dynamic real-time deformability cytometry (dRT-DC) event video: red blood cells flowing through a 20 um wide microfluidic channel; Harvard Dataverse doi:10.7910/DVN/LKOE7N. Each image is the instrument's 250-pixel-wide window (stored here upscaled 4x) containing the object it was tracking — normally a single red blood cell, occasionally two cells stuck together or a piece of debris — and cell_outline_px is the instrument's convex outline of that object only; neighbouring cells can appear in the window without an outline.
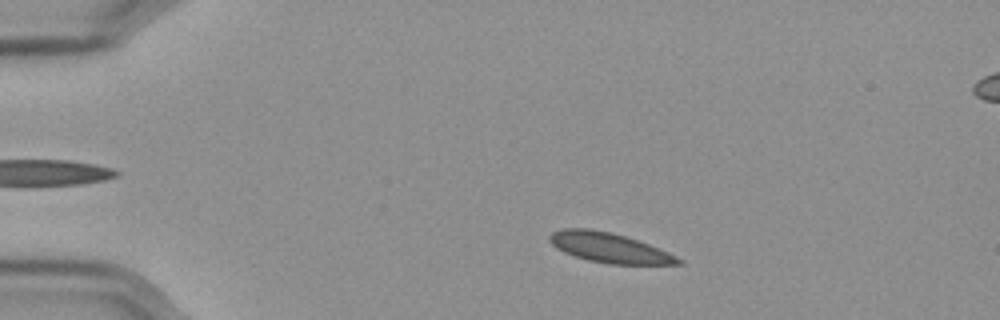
{"species": "Egyptian fruit bat (a non-hibernating species)", "species_latin": "Rousettus aegyptiacus", "temperature_condition": "cold", "stored_images_in_passage": 53, "camera_frame_rate_fps": 3000, "um_per_image_px": 0.085, "frame": {"image": 1, "passage_image": 7, "time_ms": 2.0, "image_size_px": [1000, 320], "cell_outline_px": [[684, 264], [608, 264], [588, 260], [564, 252], [556, 248], [548, 240], [548, 236], [552, 232], [564, 228], [588, 228], [608, 232], [624, 236], [648, 244], [668, 252], [684, 260]], "centroid_in_image_um": [51.77, 21.06], "position_along_channel_um": 33.2, "area_um2": 22.2}}
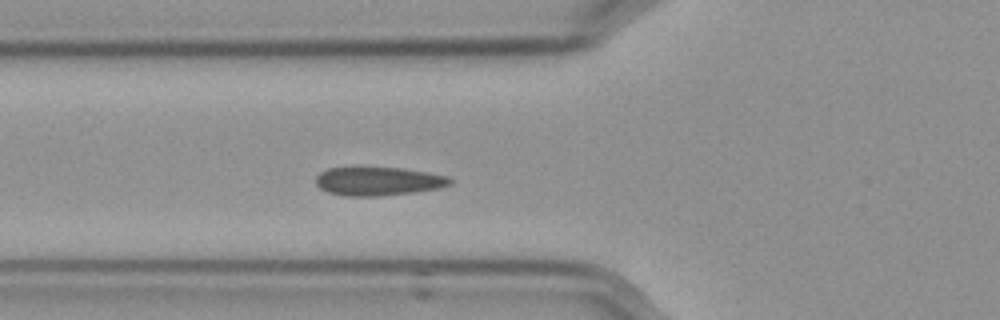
{"frame": {"image": 2, "passage_image": 17, "time_ms": 5.333, "image_size_px": [1000, 320], "cell_outline_px": [[452, 184], [440, 188], [412, 192], [376, 196], [344, 196], [328, 192], [320, 188], [316, 184], [316, 176], [320, 172], [328, 168], [404, 168], [428, 172], [448, 176], [452, 180]], "centroid_in_image_um": [32.17, 15.4], "position_along_channel_um": 93.6, "area_um2": 22.25}}
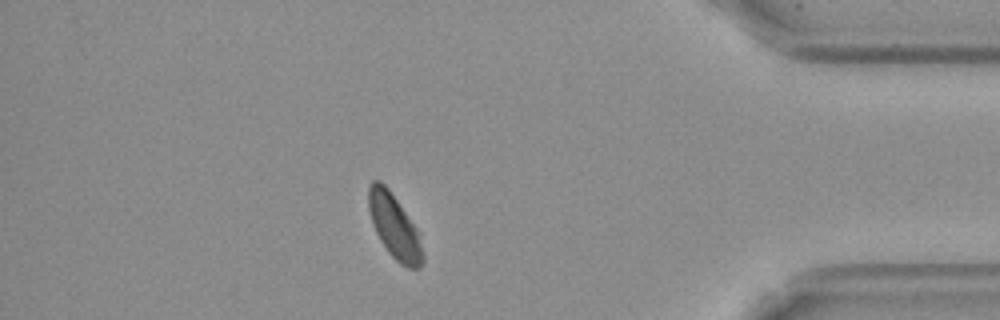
{"frame": {"image": 3, "passage_image": 46, "time_ms": 15.0, "image_size_px": [1000, 320], "cell_outline_px": [[424, 260], [420, 268], [408, 268], [400, 264], [388, 252], [380, 240], [372, 224], [368, 208], [368, 188], [372, 180], [380, 180], [388, 188], [420, 232], [424, 256]], "centroid_in_image_um": [33.54, 19.26], "position_along_channel_um": 401.7, "area_um2": 20.52}, "authors_computed_cell_mechanics": {"area_um2": 21.7906, "velocity_mm_per_s": 3.5373, "shape_relaxation_time_tau1_ms": 5.1154, "shape_relaxation_time_tau2_ms": null, "deformation_change_tau1": 0.0989, "deformation_change_tau2": null}}